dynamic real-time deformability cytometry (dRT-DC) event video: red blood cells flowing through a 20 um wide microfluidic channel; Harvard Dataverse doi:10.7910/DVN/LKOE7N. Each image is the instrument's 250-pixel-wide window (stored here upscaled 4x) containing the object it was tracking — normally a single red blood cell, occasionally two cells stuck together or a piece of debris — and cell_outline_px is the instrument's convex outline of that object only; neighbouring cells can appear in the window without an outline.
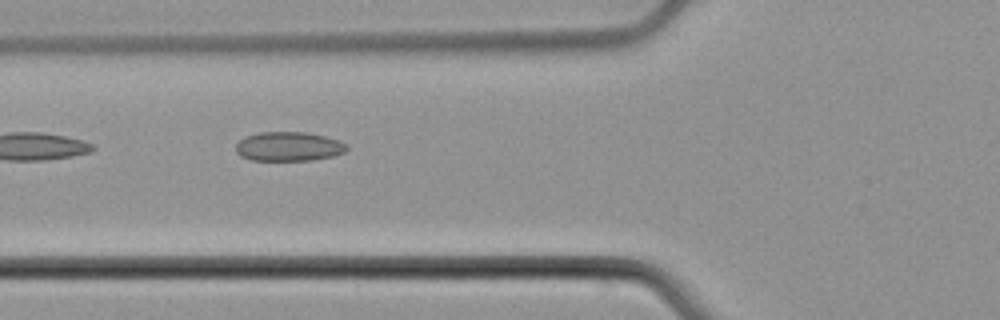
{"species": "common noctule bat (a hibernating species)", "species_latin": "Nyctalus noctula", "temperature_condition": "cold", "stored_images_in_passage": 5, "camera_frame_rate_fps": 3000, "um_per_image_px": 0.085, "animal": {"sex": "male", "body_mass_g": 21.5, "forearm_length_mm": 52.0}, "frame": {"image": 1, "passage_image": 5, "time_ms": 5.333, "image_size_px": [1000, 320], "cell_outline_px": [[348, 148], [344, 152], [332, 156], [312, 160], [252, 160], [240, 156], [236, 152], [236, 144], [244, 136], [260, 132], [308, 132], [340, 140], [348, 144]], "centroid_in_image_um": [24.54, 12.44], "position_along_channel_um": 101.3, "area_um2": 19.02}}